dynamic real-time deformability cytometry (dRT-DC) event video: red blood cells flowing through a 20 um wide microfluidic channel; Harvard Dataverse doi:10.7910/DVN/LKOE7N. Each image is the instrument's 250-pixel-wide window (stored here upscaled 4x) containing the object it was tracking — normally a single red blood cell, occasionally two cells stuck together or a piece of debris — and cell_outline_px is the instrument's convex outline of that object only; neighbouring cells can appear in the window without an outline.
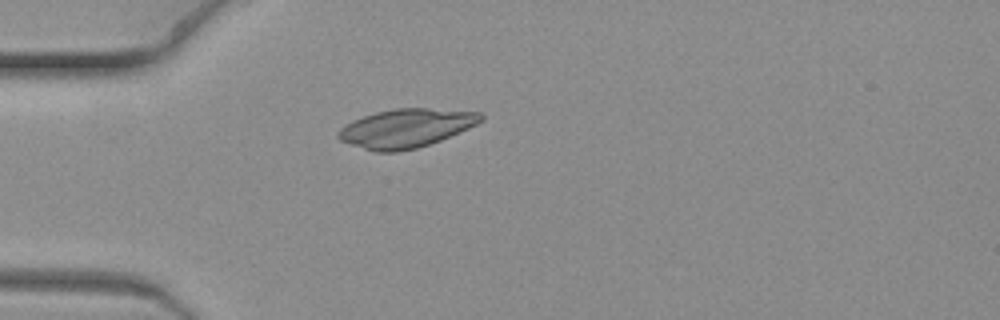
{"species": "common noctule bat (a hibernating species)", "species_latin": "Nyctalus noctula", "temperature_condition": "warm", "stored_images_in_passage": 3, "camera_frame_rate_fps": 3000, "um_per_image_px": 0.085, "animal": {"sex": "female", "body_mass_g": 19.3, "forearm_length_mm": 54.1}, "frame": {"image": 1, "passage_image": 1, "time_ms": 0.0, "image_size_px": [1000, 320], "cell_outline_px": [[484, 120], [468, 128], [440, 140], [416, 148], [396, 152], [376, 152], [340, 140], [336, 136], [336, 132], [340, 128], [352, 120], [376, 112], [396, 108], [428, 108], [480, 112], [484, 116]], "centroid_in_image_um": [34.5, 10.89], "position_along_channel_um": 50.5, "area_um2": 31.91}}